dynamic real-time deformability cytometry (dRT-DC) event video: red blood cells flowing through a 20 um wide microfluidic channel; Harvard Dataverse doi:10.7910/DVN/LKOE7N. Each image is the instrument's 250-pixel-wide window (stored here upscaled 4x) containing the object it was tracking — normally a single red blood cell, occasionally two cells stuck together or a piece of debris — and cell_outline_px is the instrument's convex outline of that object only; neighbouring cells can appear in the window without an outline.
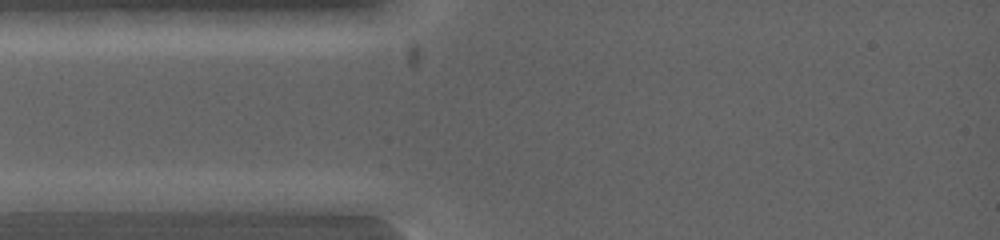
{"species": "common noctule bat (a hibernating species)", "species_latin": "Nyctalus noctula", "temperature_condition": "warm", "stored_images_in_passage": 4, "camera_frame_rate_fps": 5000, "um_per_image_px": 0.085, "animal": {"sex": "female", "body_mass_g": 19.0, "forearm_length_mm": 53.3}, "frame": {"image": 1, "passage_image": 2, "time_ms": 0.4, "image_size_px": [1000, 240], "cell_outline_px": [[132, 200], [108, 212], [16, 212], [12, 200], [44, 192], [120, 192]], "centroid_in_image_um": [6.02, 17.18], "position_along_channel_um": 79.0, "area_um2": 14.85}}